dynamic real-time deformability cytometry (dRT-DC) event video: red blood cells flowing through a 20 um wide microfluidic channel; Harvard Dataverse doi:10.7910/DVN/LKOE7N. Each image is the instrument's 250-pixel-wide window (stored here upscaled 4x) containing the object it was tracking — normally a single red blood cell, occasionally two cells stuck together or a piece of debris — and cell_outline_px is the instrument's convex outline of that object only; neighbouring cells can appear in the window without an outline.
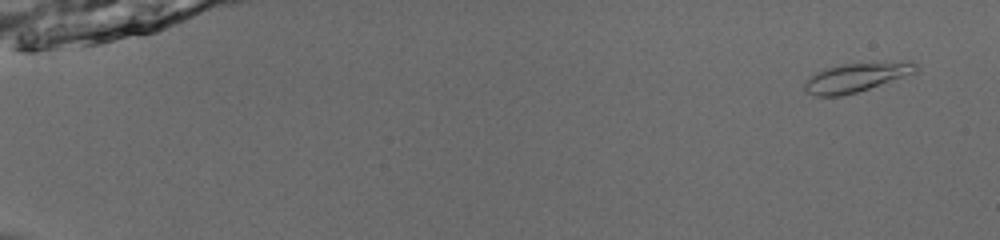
{"species": "common noctule bat (a hibernating species)", "species_latin": "Nyctalus noctula", "temperature_condition": "room temperature", "stored_images_in_passage": 51, "camera_frame_rate_fps": 3000, "um_per_image_px": 0.085, "animal": {"sex": "male", "body_mass_g": 13.0, "forearm_length_mm": 53.1}, "frame": {"image": 1, "passage_image": 1, "time_ms": 0.0, "image_size_px": [1000, 240], "cell_outline_px": [[920, 68], [916, 72], [856, 92], [840, 96], [816, 96], [808, 92], [804, 88], [804, 84], [816, 72], [828, 68], [844, 64], [908, 60], [912, 60]], "centroid_in_image_um": [72.84, 6.55], "position_along_channel_um": 12.2, "area_um2": 18.55}}
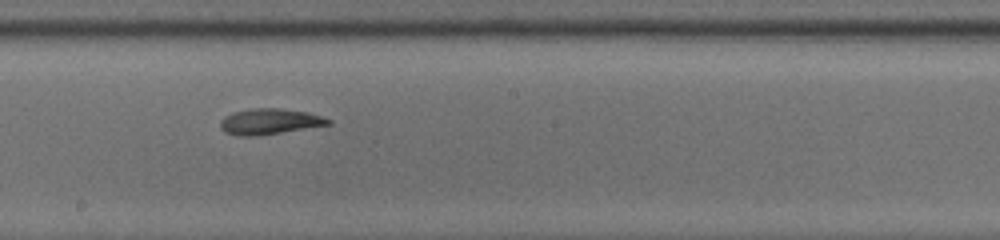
{"frame": {"image": 2, "passage_image": 30, "time_ms": 9.667, "image_size_px": [1000, 240], "cell_outline_px": [[332, 124], [256, 136], [240, 136], [224, 132], [220, 128], [220, 120], [224, 116], [232, 112], [252, 108], [280, 108], [308, 112], [332, 120]], "centroid_in_image_um": [22.88, 10.32], "position_along_channel_um": 225.3, "area_um2": 16.24}}
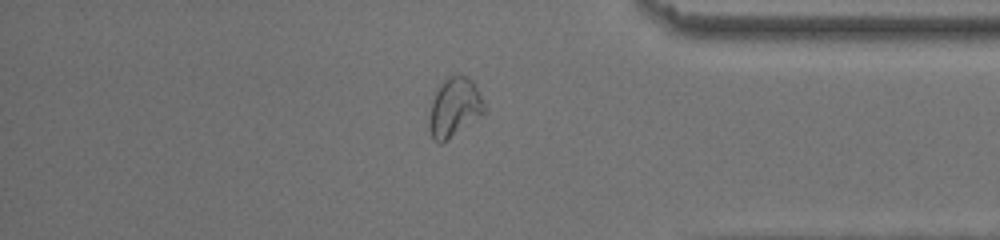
{"frame": {"image": 3, "passage_image": 44, "time_ms": 14.333, "image_size_px": [1000, 240], "cell_outline_px": [[488, 108], [484, 112], [440, 144], [432, 140], [428, 128], [428, 120], [432, 100], [436, 88], [452, 72], [468, 76], [472, 80]], "centroid_in_image_um": [38.59, 9.07], "position_along_channel_um": 396.6, "area_um2": 19.13}, "authors_computed_cell_mechanics": {"area_um2": 17.1088, "velocity_mm_per_s": 3.9268, "shape_relaxation_time_tau1_ms": 5.0311, "shape_relaxation_time_tau2_ms": 1.4715, "deformation_change_tau1": 0.1946, "deformation_change_tau2": 0.0841}}